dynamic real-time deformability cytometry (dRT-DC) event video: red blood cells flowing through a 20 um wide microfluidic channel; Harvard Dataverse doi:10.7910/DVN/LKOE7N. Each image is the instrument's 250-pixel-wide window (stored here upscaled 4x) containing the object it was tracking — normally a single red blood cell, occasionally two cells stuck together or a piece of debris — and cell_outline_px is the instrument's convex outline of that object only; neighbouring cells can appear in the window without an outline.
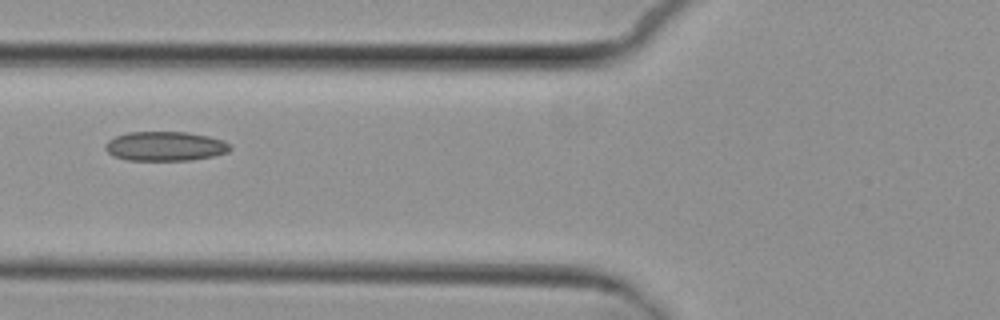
{"species": "common noctule bat (a hibernating species)", "species_latin": "Nyctalus noctula", "temperature_condition": "cold", "stored_images_in_passage": 6, "segment_of_instrument_passage": [2, 2], "camera_frame_rate_fps": 3000, "um_per_image_px": 0.085, "animal": {"sex": "female", "body_mass_g": 29.2, "forearm_length_mm": 56.3}, "frame": {"image": 1, "passage_image": 5, "time_ms": 6.333, "image_size_px": [1000, 320], "cell_outline_px": [[232, 148], [228, 152], [212, 156], [192, 160], [128, 160], [112, 156], [104, 148], [104, 144], [108, 140], [116, 136], [128, 132], [188, 132], [208, 136], [224, 140], [232, 144]], "centroid_in_image_um": [14.05, 12.42], "position_along_channel_um": 111.7, "area_um2": 21.56}}
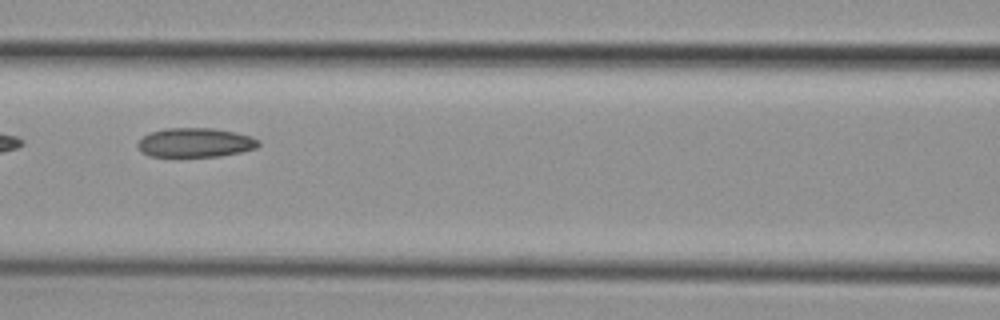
{"frame": {"image": 2, "passage_image": 6, "time_ms": 7.333, "image_size_px": [1000, 320], "cell_outline_px": [[260, 144], [256, 148], [240, 152], [220, 156], [148, 156], [140, 152], [136, 144], [144, 136], [152, 132], [164, 128], [212, 128], [252, 136], [260, 140]], "centroid_in_image_um": [16.59, 12.12], "position_along_channel_um": 150.0, "area_um2": 20.52}}